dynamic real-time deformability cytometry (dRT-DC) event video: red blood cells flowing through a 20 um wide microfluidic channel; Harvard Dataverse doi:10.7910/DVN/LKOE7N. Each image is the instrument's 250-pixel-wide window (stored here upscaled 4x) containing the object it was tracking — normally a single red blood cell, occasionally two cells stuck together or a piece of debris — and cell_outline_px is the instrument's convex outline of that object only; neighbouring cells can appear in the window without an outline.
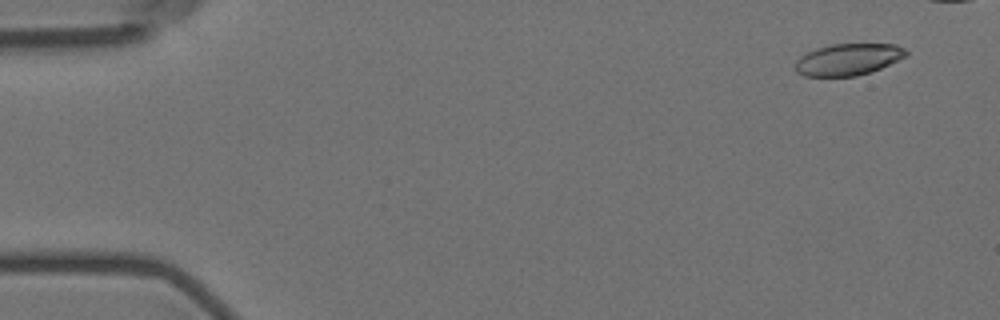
{"species": "Egyptian fruit bat (a non-hibernating species)", "species_latin": "Rousettus aegyptiacus", "temperature_condition": "room temperature", "stored_images_in_passage": 6, "camera_frame_rate_fps": 3000, "um_per_image_px": 0.085, "animal": {"sex": "female"}, "frame": {"image": 1, "passage_image": 1, "time_ms": 0.0, "image_size_px": [1000, 320], "cell_outline_px": [[908, 56], [880, 68], [856, 76], [804, 76], [796, 72], [792, 68], [796, 60], [800, 56], [816, 48], [832, 44], [896, 44], [904, 48], [908, 52]], "centroid_in_image_um": [72.06, 5.05], "position_along_channel_um": 12.9, "area_um2": 20.58}}
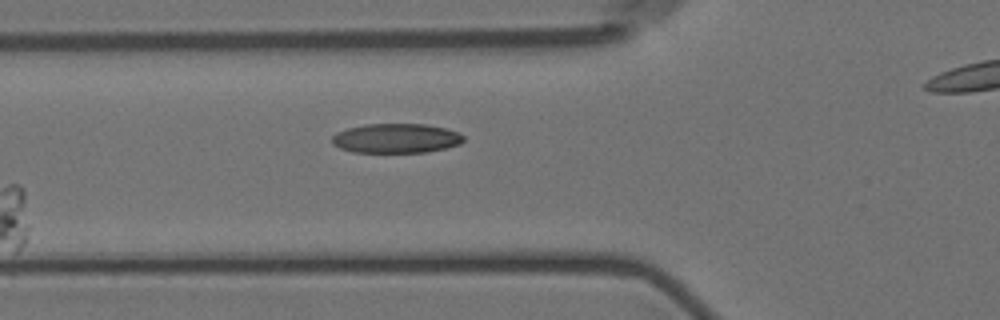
{"frame": {"image": 2, "passage_image": 6, "time_ms": 5.667, "image_size_px": [1000, 320], "cell_outline_px": [[464, 140], [460, 144], [428, 152], [352, 152], [340, 148], [332, 144], [332, 136], [336, 132], [348, 128], [364, 124], [424, 124], [444, 128], [456, 132], [464, 136]], "centroid_in_image_um": [33.64, 11.75], "position_along_channel_um": 92.2, "area_um2": 22.54}}